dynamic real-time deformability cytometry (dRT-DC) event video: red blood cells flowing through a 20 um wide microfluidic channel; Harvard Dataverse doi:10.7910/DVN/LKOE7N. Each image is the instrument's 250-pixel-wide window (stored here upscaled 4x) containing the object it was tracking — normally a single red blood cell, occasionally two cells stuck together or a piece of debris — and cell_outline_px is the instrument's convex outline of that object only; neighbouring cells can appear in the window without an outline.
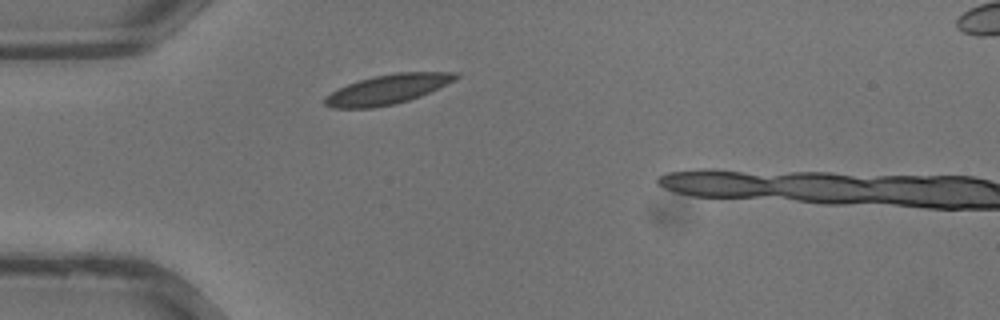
{"species": "common noctule bat (a hibernating species)", "species_latin": "Nyctalus noctula", "temperature_condition": "warm", "stored_images_in_passage": 23, "camera_frame_rate_fps": 3000, "um_per_image_px": 0.085, "animal": {"sex": "male", "body_mass_g": 13.3}, "frame": {"image": 1, "passage_image": 1, "time_ms": 0.0, "image_size_px": [1000, 320], "cell_outline_px": [[460, 76], [420, 96], [408, 100], [392, 104], [372, 108], [332, 108], [324, 104], [324, 96], [348, 84], [360, 80], [376, 76], [396, 72], [460, 72]], "centroid_in_image_um": [32.9, 7.59], "position_along_channel_um": 52.1, "area_um2": 22.08}}
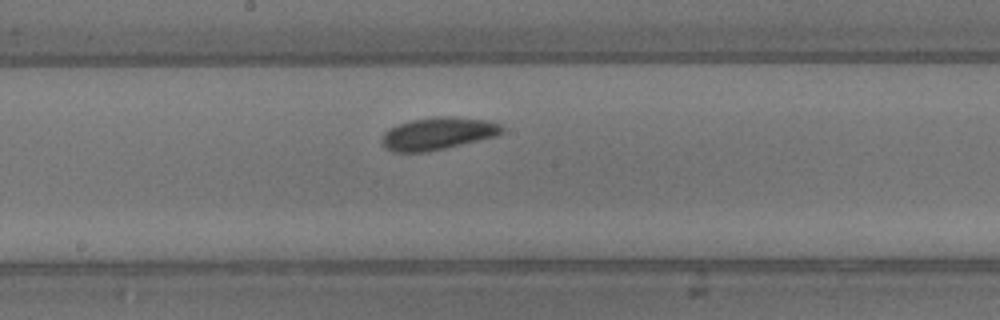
{"frame": {"image": 2, "passage_image": 10, "time_ms": 3.0, "image_size_px": [1000, 320], "cell_outline_px": [[504, 132], [496, 136], [428, 152], [392, 152], [384, 148], [380, 140], [384, 132], [388, 128], [412, 120], [436, 116], [452, 116], [488, 120], [500, 124], [504, 128]], "centroid_in_image_um": [37.2, 11.35], "position_along_channel_um": 211.0, "area_um2": 22.89}}
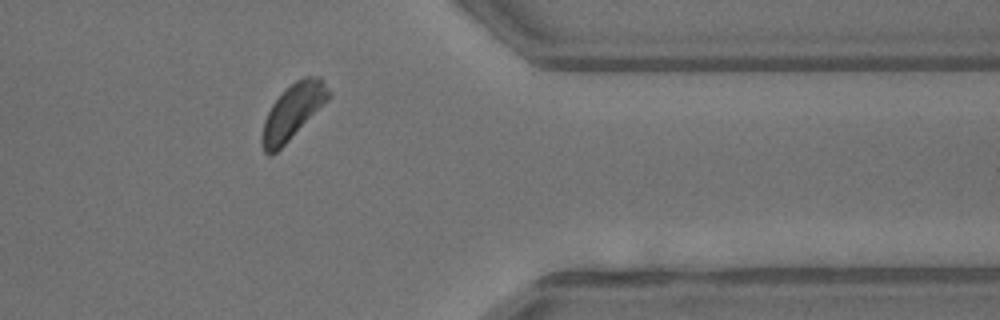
{"frame": {"image": 3, "passage_image": 20, "time_ms": 6.333, "image_size_px": [1000, 320], "cell_outline_px": [[332, 96], [272, 156], [268, 156], [264, 152], [260, 140], [264, 120], [272, 104], [296, 80], [304, 76], [320, 76]], "centroid_in_image_um": [24.87, 9.5], "position_along_channel_um": 386.5, "area_um2": 20.87}}